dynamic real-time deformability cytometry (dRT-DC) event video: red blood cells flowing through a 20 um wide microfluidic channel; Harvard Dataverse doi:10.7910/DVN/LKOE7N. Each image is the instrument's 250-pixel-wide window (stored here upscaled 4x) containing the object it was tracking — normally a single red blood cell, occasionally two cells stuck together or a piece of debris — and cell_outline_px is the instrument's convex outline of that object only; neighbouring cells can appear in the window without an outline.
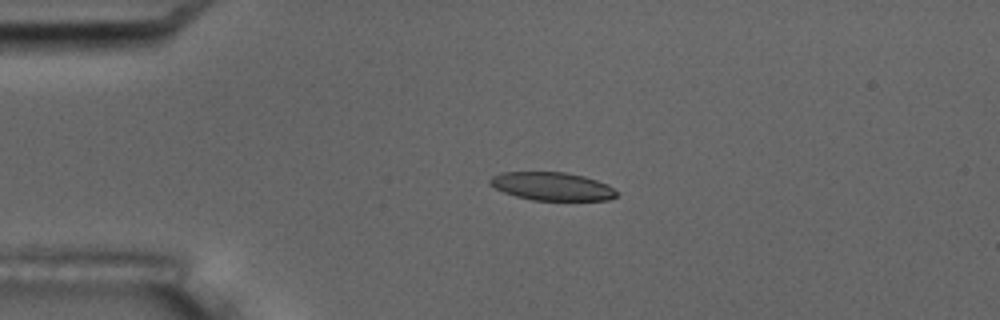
{"species": "common noctule bat (a hibernating species)", "species_latin": "Nyctalus noctula", "temperature_condition": "room temperature", "stored_images_in_passage": 5, "camera_frame_rate_fps": 3000, "um_per_image_px": 0.085, "animal": {"sex": "male", "body_mass_g": 17.5, "forearm_length_mm": 52.3}, "frame": {"image": 1, "passage_image": 3, "time_ms": 3.333, "image_size_px": [1000, 320], "cell_outline_px": [[620, 192], [616, 196], [608, 200], [532, 200], [516, 196], [504, 192], [488, 184], [488, 180], [492, 176], [500, 172], [564, 172], [584, 176], [596, 180]], "centroid_in_image_um": [46.89, 15.83], "position_along_channel_um": 38.1, "area_um2": 20.75}}
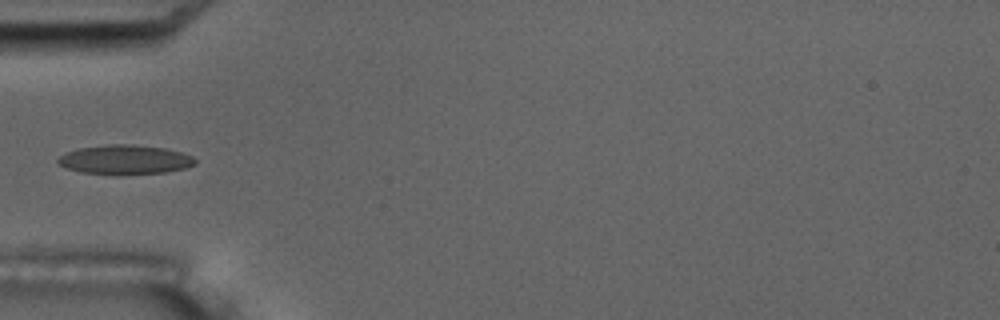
{"frame": {"image": 2, "passage_image": 5, "time_ms": 5.333, "image_size_px": [1000, 320], "cell_outline_px": [[196, 164], [184, 168], [164, 172], [116, 176], [80, 172], [68, 168], [60, 164], [56, 160], [64, 152], [80, 148], [108, 144], [132, 144], [164, 148], [180, 152], [192, 156], [196, 160]], "centroid_in_image_um": [10.6, 13.58], "position_along_channel_um": 74.4, "area_um2": 23.7}}